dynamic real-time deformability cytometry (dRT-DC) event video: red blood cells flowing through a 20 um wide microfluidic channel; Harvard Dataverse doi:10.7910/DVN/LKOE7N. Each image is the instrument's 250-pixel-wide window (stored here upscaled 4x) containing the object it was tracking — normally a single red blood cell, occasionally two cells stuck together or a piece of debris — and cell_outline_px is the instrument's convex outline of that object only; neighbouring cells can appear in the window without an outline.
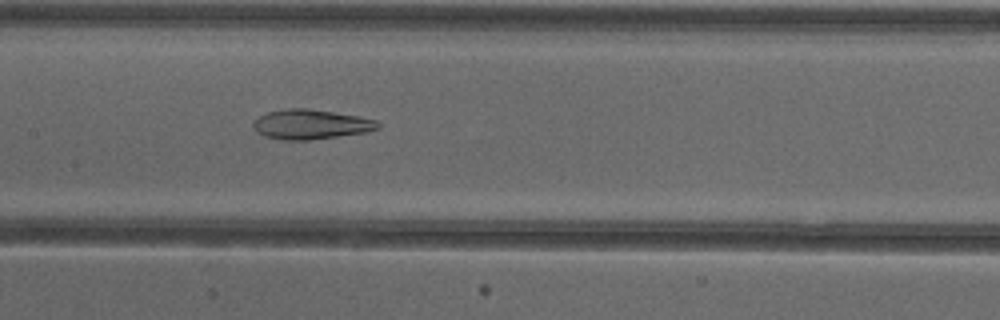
{"species": "common noctule bat (a hibernating species)", "species_latin": "Nyctalus noctula", "temperature_condition": "cold", "stored_images_in_passage": 53, "camera_frame_rate_fps": 3000, "um_per_image_px": 0.085, "animal": {"sex": "female"}, "frame": {"image": 1, "passage_image": 26, "time_ms": 8.333, "image_size_px": [1000, 320], "cell_outline_px": [[380, 128], [368, 132], [308, 140], [284, 140], [264, 136], [256, 132], [252, 124], [260, 116], [268, 112], [288, 108], [308, 108], [360, 116], [376, 120], [380, 124]], "centroid_in_image_um": [26.44, 10.57], "position_along_channel_um": 181.0, "area_um2": 21.62}}
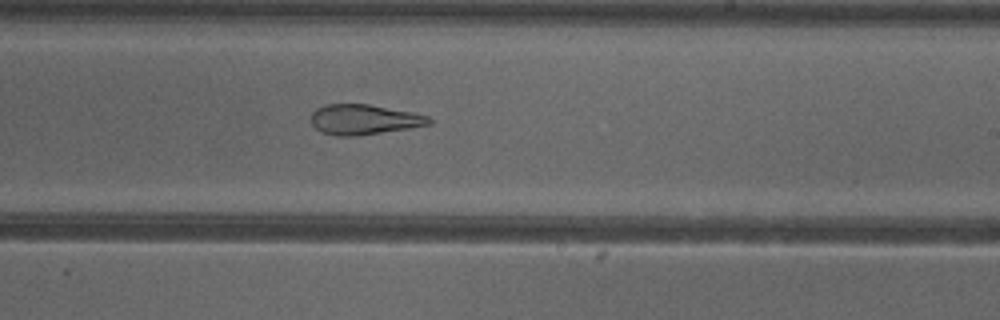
{"frame": {"image": 2, "passage_image": 32, "time_ms": 10.333, "image_size_px": [1000, 320], "cell_outline_px": [[432, 124], [408, 128], [356, 136], [336, 136], [320, 132], [312, 124], [312, 112], [316, 108], [324, 104], [368, 104], [412, 112], [428, 116], [432, 120]], "centroid_in_image_um": [30.92, 10.16], "position_along_channel_um": 258.1, "area_um2": 20.69}}
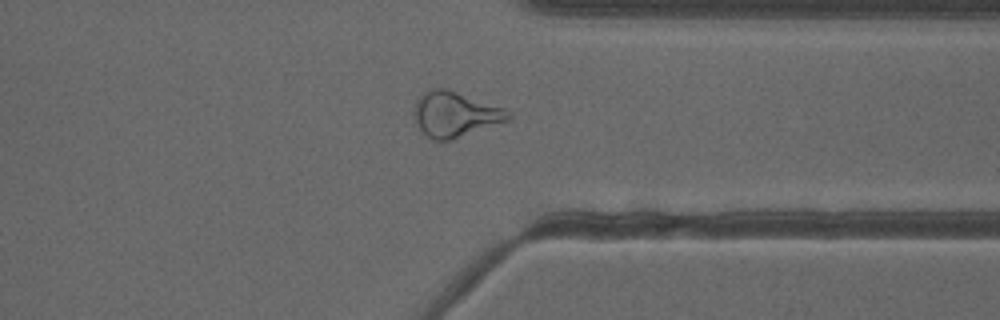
{"frame": {"image": 3, "passage_image": 41, "time_ms": 13.333, "image_size_px": [1000, 320], "cell_outline_px": [[512, 120], [452, 140], [432, 140], [420, 128], [416, 120], [416, 100], [428, 88], [448, 88], [504, 108], [512, 112]], "centroid_in_image_um": [38.76, 9.71], "position_along_channel_um": 372.6, "area_um2": 24.91}, "authors_computed_cell_mechanics": {"area_um2": 26.299, "velocity_mm_per_s": 3.889, "shape_relaxation_time_tau1_ms": null, "shape_relaxation_time_tau2_ms": 3.065, "deformation_change_tau1": null, "deformation_change_tau2": 0.1312}}